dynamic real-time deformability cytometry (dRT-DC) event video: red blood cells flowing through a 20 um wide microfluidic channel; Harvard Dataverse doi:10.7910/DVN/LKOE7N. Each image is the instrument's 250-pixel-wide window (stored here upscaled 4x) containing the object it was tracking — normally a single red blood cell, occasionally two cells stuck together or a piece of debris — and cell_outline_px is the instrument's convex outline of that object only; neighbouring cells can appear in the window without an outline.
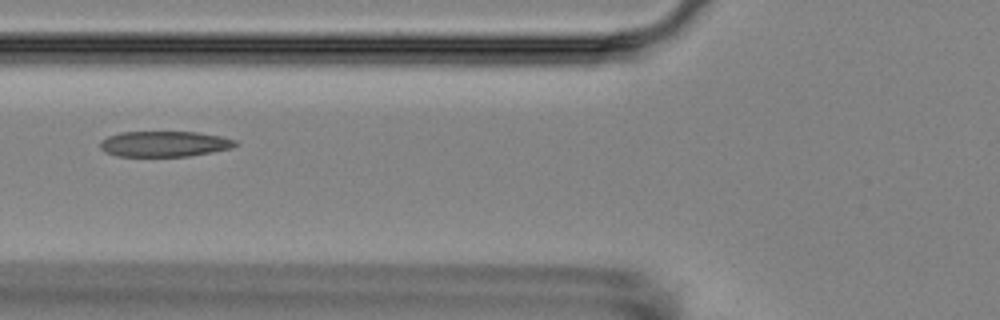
{"species": "Egyptian fruit bat (a non-hibernating species)", "species_latin": "Rousettus aegyptiacus", "temperature_condition": "room temperature", "stored_images_in_passage": 5, "camera_frame_rate_fps": 3000, "um_per_image_px": 0.085, "animal": {"sex": "female"}, "frame": {"image": 1, "passage_image": 5, "time_ms": 5.0, "image_size_px": [1000, 320], "cell_outline_px": [[240, 144], [232, 148], [212, 152], [188, 156], [116, 156], [104, 152], [100, 148], [100, 140], [108, 136], [120, 132], [196, 132], [220, 136], [236, 140]], "centroid_in_image_um": [13.97, 12.23], "position_along_channel_um": 111.8, "area_um2": 20.29}}